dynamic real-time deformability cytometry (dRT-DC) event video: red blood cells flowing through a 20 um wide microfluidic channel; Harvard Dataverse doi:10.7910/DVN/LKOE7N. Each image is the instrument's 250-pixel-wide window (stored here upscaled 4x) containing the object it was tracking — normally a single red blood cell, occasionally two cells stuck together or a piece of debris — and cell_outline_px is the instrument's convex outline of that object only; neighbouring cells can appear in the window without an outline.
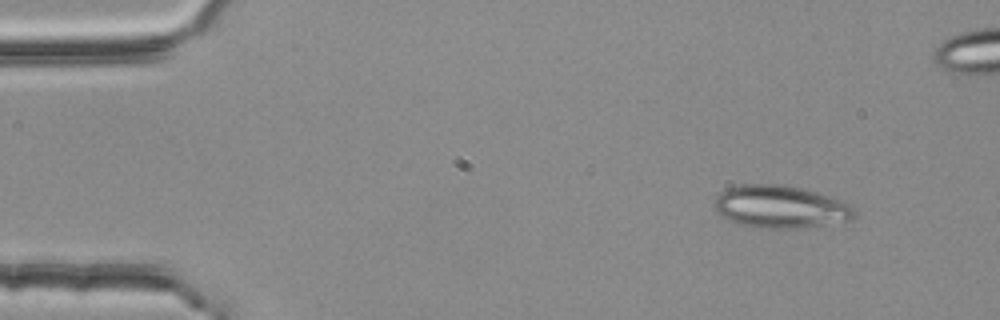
{"species": "common noctule bat (a hibernating species)", "species_latin": "Nyctalus noctula", "temperature_condition": "room temperature", "stored_images_in_passage": 3, "camera_frame_rate_fps": 3000, "um_per_image_px": 0.085, "animal": {"sex": "female", "body_mass_g": 25.1}, "frame": {"image": 1, "passage_image": 1, "time_ms": 0.0, "image_size_px": [1000, 320], "cell_outline_px": [[856, 216], [848, 220], [796, 228], [752, 228], [736, 224], [728, 220], [716, 212], [712, 208], [712, 204], [716, 196], [724, 188], [744, 184], [784, 184], [816, 192], [840, 200], [848, 204], [856, 212]], "centroid_in_image_um": [66.22, 17.57], "position_along_channel_um": 18.8, "area_um2": 34.91}}